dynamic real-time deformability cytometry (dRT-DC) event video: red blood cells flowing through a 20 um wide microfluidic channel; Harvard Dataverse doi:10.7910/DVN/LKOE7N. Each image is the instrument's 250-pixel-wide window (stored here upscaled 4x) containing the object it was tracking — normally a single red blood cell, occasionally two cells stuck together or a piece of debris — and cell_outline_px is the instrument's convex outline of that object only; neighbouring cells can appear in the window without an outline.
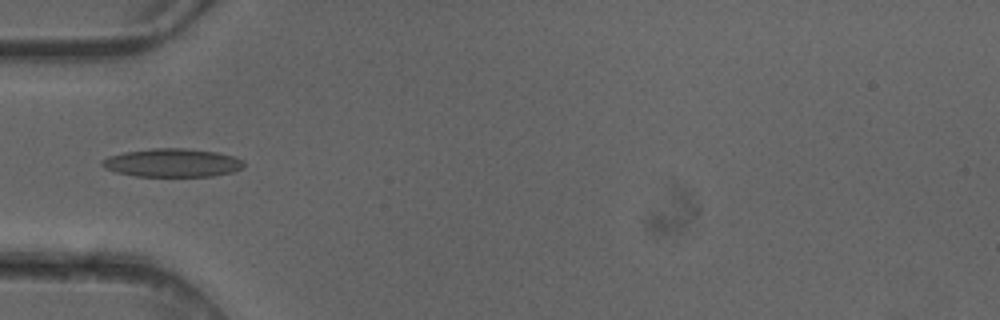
{"species": "common noctule bat (a hibernating species)", "species_latin": "Nyctalus noctula", "temperature_condition": "cold", "stored_images_in_passage": 3, "camera_frame_rate_fps": 3000, "um_per_image_px": 0.085, "animal": {"sex": "female"}, "frame": {"image": 1, "passage_image": 3, "time_ms": 0.667, "image_size_px": [1000, 320], "cell_outline_px": [[244, 168], [232, 172], [212, 176], [136, 176], [116, 172], [104, 168], [100, 164], [100, 160], [108, 156], [124, 152], [152, 148], [184, 148], [220, 152], [244, 160]], "centroid_in_image_um": [14.64, 13.83], "position_along_channel_um": 70.4, "area_um2": 23.64}}